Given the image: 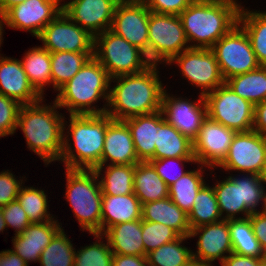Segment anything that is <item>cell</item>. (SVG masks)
Instances as JSON below:
<instances>
[{"label": "cell", "mask_w": 266, "mask_h": 266, "mask_svg": "<svg viewBox=\"0 0 266 266\" xmlns=\"http://www.w3.org/2000/svg\"><path fill=\"white\" fill-rule=\"evenodd\" d=\"M156 64L135 74L120 75L109 90L106 113L114 120L154 113L161 110L164 87L159 80ZM112 108V109H111Z\"/></svg>", "instance_id": "obj_1"}, {"label": "cell", "mask_w": 266, "mask_h": 266, "mask_svg": "<svg viewBox=\"0 0 266 266\" xmlns=\"http://www.w3.org/2000/svg\"><path fill=\"white\" fill-rule=\"evenodd\" d=\"M240 5L235 0H194L180 18L191 48L211 49L237 23Z\"/></svg>", "instance_id": "obj_2"}, {"label": "cell", "mask_w": 266, "mask_h": 266, "mask_svg": "<svg viewBox=\"0 0 266 266\" xmlns=\"http://www.w3.org/2000/svg\"><path fill=\"white\" fill-rule=\"evenodd\" d=\"M39 102L42 100L21 106L17 127L23 131L28 148L48 165L52 161H60L66 124L64 117L56 111L59 107L55 102L52 107Z\"/></svg>", "instance_id": "obj_3"}, {"label": "cell", "mask_w": 266, "mask_h": 266, "mask_svg": "<svg viewBox=\"0 0 266 266\" xmlns=\"http://www.w3.org/2000/svg\"><path fill=\"white\" fill-rule=\"evenodd\" d=\"M111 120L112 118L107 113L70 115L69 134L73 139L75 150L72 151L68 142L70 139H67L68 135L64 134L60 160L65 163L66 168L94 170L101 166L107 125Z\"/></svg>", "instance_id": "obj_4"}, {"label": "cell", "mask_w": 266, "mask_h": 266, "mask_svg": "<svg viewBox=\"0 0 266 266\" xmlns=\"http://www.w3.org/2000/svg\"><path fill=\"white\" fill-rule=\"evenodd\" d=\"M110 79L106 69L93 56L73 78L57 90L59 93L54 102L59 108H68L70 115L105 114L107 107L95 109L90 106L100 97L108 102Z\"/></svg>", "instance_id": "obj_5"}, {"label": "cell", "mask_w": 266, "mask_h": 266, "mask_svg": "<svg viewBox=\"0 0 266 266\" xmlns=\"http://www.w3.org/2000/svg\"><path fill=\"white\" fill-rule=\"evenodd\" d=\"M65 197L83 231L101 235L102 190L94 170L66 168ZM96 182V183H95Z\"/></svg>", "instance_id": "obj_6"}, {"label": "cell", "mask_w": 266, "mask_h": 266, "mask_svg": "<svg viewBox=\"0 0 266 266\" xmlns=\"http://www.w3.org/2000/svg\"><path fill=\"white\" fill-rule=\"evenodd\" d=\"M93 56L110 78L139 73L151 65L144 51L110 29L94 37Z\"/></svg>", "instance_id": "obj_7"}, {"label": "cell", "mask_w": 266, "mask_h": 266, "mask_svg": "<svg viewBox=\"0 0 266 266\" xmlns=\"http://www.w3.org/2000/svg\"><path fill=\"white\" fill-rule=\"evenodd\" d=\"M250 175V176H248ZM264 176L247 173L243 178L229 176L213 187L221 215L226 212L224 220L236 219L235 215L244 213L247 218L258 210L255 208L263 200Z\"/></svg>", "instance_id": "obj_8"}, {"label": "cell", "mask_w": 266, "mask_h": 266, "mask_svg": "<svg viewBox=\"0 0 266 266\" xmlns=\"http://www.w3.org/2000/svg\"><path fill=\"white\" fill-rule=\"evenodd\" d=\"M180 16L150 11L148 23V60L151 64L168 63L174 56L191 48ZM186 45V47H185ZM185 47V48H184Z\"/></svg>", "instance_id": "obj_9"}, {"label": "cell", "mask_w": 266, "mask_h": 266, "mask_svg": "<svg viewBox=\"0 0 266 266\" xmlns=\"http://www.w3.org/2000/svg\"><path fill=\"white\" fill-rule=\"evenodd\" d=\"M207 116L237 132L253 129L255 106L236 94L226 83L204 96Z\"/></svg>", "instance_id": "obj_10"}, {"label": "cell", "mask_w": 266, "mask_h": 266, "mask_svg": "<svg viewBox=\"0 0 266 266\" xmlns=\"http://www.w3.org/2000/svg\"><path fill=\"white\" fill-rule=\"evenodd\" d=\"M224 80L258 69L256 55L246 32L236 24L211 48Z\"/></svg>", "instance_id": "obj_11"}, {"label": "cell", "mask_w": 266, "mask_h": 266, "mask_svg": "<svg viewBox=\"0 0 266 266\" xmlns=\"http://www.w3.org/2000/svg\"><path fill=\"white\" fill-rule=\"evenodd\" d=\"M264 176L266 173V135L256 131L237 132L226 159L219 166Z\"/></svg>", "instance_id": "obj_12"}, {"label": "cell", "mask_w": 266, "mask_h": 266, "mask_svg": "<svg viewBox=\"0 0 266 266\" xmlns=\"http://www.w3.org/2000/svg\"><path fill=\"white\" fill-rule=\"evenodd\" d=\"M37 38L43 42V48L50 53H94V36L72 21L63 11Z\"/></svg>", "instance_id": "obj_13"}, {"label": "cell", "mask_w": 266, "mask_h": 266, "mask_svg": "<svg viewBox=\"0 0 266 266\" xmlns=\"http://www.w3.org/2000/svg\"><path fill=\"white\" fill-rule=\"evenodd\" d=\"M176 62L188 81L201 87V95L212 92L225 83L219 64L211 49L189 48L174 56L167 64Z\"/></svg>", "instance_id": "obj_14"}, {"label": "cell", "mask_w": 266, "mask_h": 266, "mask_svg": "<svg viewBox=\"0 0 266 266\" xmlns=\"http://www.w3.org/2000/svg\"><path fill=\"white\" fill-rule=\"evenodd\" d=\"M236 133L237 131L227 128L207 116L193 140V154L196 163L210 168L220 166L227 157Z\"/></svg>", "instance_id": "obj_15"}, {"label": "cell", "mask_w": 266, "mask_h": 266, "mask_svg": "<svg viewBox=\"0 0 266 266\" xmlns=\"http://www.w3.org/2000/svg\"><path fill=\"white\" fill-rule=\"evenodd\" d=\"M60 1L62 0H24L4 13L5 25L29 31L37 38L62 12Z\"/></svg>", "instance_id": "obj_16"}, {"label": "cell", "mask_w": 266, "mask_h": 266, "mask_svg": "<svg viewBox=\"0 0 266 266\" xmlns=\"http://www.w3.org/2000/svg\"><path fill=\"white\" fill-rule=\"evenodd\" d=\"M196 103L187 99L170 97L166 90L163 92L161 111L165 116L164 119L192 141L207 117L204 96L200 94L199 101Z\"/></svg>", "instance_id": "obj_17"}, {"label": "cell", "mask_w": 266, "mask_h": 266, "mask_svg": "<svg viewBox=\"0 0 266 266\" xmlns=\"http://www.w3.org/2000/svg\"><path fill=\"white\" fill-rule=\"evenodd\" d=\"M117 0H72L62 4V11L92 36L111 28Z\"/></svg>", "instance_id": "obj_18"}, {"label": "cell", "mask_w": 266, "mask_h": 266, "mask_svg": "<svg viewBox=\"0 0 266 266\" xmlns=\"http://www.w3.org/2000/svg\"><path fill=\"white\" fill-rule=\"evenodd\" d=\"M197 235L200 236L196 244L197 253L192 252L194 261L211 266L216 259L221 263L227 257L224 253H233L228 220L192 228L189 238Z\"/></svg>", "instance_id": "obj_19"}, {"label": "cell", "mask_w": 266, "mask_h": 266, "mask_svg": "<svg viewBox=\"0 0 266 266\" xmlns=\"http://www.w3.org/2000/svg\"><path fill=\"white\" fill-rule=\"evenodd\" d=\"M146 6L117 4L110 30L145 52L148 58V23Z\"/></svg>", "instance_id": "obj_20"}, {"label": "cell", "mask_w": 266, "mask_h": 266, "mask_svg": "<svg viewBox=\"0 0 266 266\" xmlns=\"http://www.w3.org/2000/svg\"><path fill=\"white\" fill-rule=\"evenodd\" d=\"M110 159L111 165H133L140 161L137 158L131 131L124 120L112 119L107 125L101 166L94 169L100 177L103 166Z\"/></svg>", "instance_id": "obj_21"}, {"label": "cell", "mask_w": 266, "mask_h": 266, "mask_svg": "<svg viewBox=\"0 0 266 266\" xmlns=\"http://www.w3.org/2000/svg\"><path fill=\"white\" fill-rule=\"evenodd\" d=\"M0 94L14 99L21 105L43 100L23 69L21 60L0 56Z\"/></svg>", "instance_id": "obj_22"}, {"label": "cell", "mask_w": 266, "mask_h": 266, "mask_svg": "<svg viewBox=\"0 0 266 266\" xmlns=\"http://www.w3.org/2000/svg\"><path fill=\"white\" fill-rule=\"evenodd\" d=\"M56 220L31 223L22 234L13 238L14 252L26 263L39 262L42 250L51 243L53 237L62 229Z\"/></svg>", "instance_id": "obj_23"}, {"label": "cell", "mask_w": 266, "mask_h": 266, "mask_svg": "<svg viewBox=\"0 0 266 266\" xmlns=\"http://www.w3.org/2000/svg\"><path fill=\"white\" fill-rule=\"evenodd\" d=\"M164 120L162 111L138 115L125 119L140 162L149 161L155 153V142L159 124Z\"/></svg>", "instance_id": "obj_24"}, {"label": "cell", "mask_w": 266, "mask_h": 266, "mask_svg": "<svg viewBox=\"0 0 266 266\" xmlns=\"http://www.w3.org/2000/svg\"><path fill=\"white\" fill-rule=\"evenodd\" d=\"M142 204L132 194L126 195H103L101 235L93 233L95 238H103L102 234L111 226L141 219ZM107 226V227H105Z\"/></svg>", "instance_id": "obj_25"}, {"label": "cell", "mask_w": 266, "mask_h": 266, "mask_svg": "<svg viewBox=\"0 0 266 266\" xmlns=\"http://www.w3.org/2000/svg\"><path fill=\"white\" fill-rule=\"evenodd\" d=\"M102 235H105L113 254L146 256L142 219L111 226Z\"/></svg>", "instance_id": "obj_26"}, {"label": "cell", "mask_w": 266, "mask_h": 266, "mask_svg": "<svg viewBox=\"0 0 266 266\" xmlns=\"http://www.w3.org/2000/svg\"><path fill=\"white\" fill-rule=\"evenodd\" d=\"M141 219L167 225L180 236H189L190 234L188 214L169 197L142 204Z\"/></svg>", "instance_id": "obj_27"}, {"label": "cell", "mask_w": 266, "mask_h": 266, "mask_svg": "<svg viewBox=\"0 0 266 266\" xmlns=\"http://www.w3.org/2000/svg\"><path fill=\"white\" fill-rule=\"evenodd\" d=\"M155 146V153L151 159L194 158L193 141L165 119L159 124Z\"/></svg>", "instance_id": "obj_28"}, {"label": "cell", "mask_w": 266, "mask_h": 266, "mask_svg": "<svg viewBox=\"0 0 266 266\" xmlns=\"http://www.w3.org/2000/svg\"><path fill=\"white\" fill-rule=\"evenodd\" d=\"M133 187L141 204L169 197V186L148 161L135 164Z\"/></svg>", "instance_id": "obj_29"}, {"label": "cell", "mask_w": 266, "mask_h": 266, "mask_svg": "<svg viewBox=\"0 0 266 266\" xmlns=\"http://www.w3.org/2000/svg\"><path fill=\"white\" fill-rule=\"evenodd\" d=\"M225 83L254 106L266 100V66L232 76Z\"/></svg>", "instance_id": "obj_30"}, {"label": "cell", "mask_w": 266, "mask_h": 266, "mask_svg": "<svg viewBox=\"0 0 266 266\" xmlns=\"http://www.w3.org/2000/svg\"><path fill=\"white\" fill-rule=\"evenodd\" d=\"M246 32L257 61L266 66V12L239 10L238 23Z\"/></svg>", "instance_id": "obj_31"}, {"label": "cell", "mask_w": 266, "mask_h": 266, "mask_svg": "<svg viewBox=\"0 0 266 266\" xmlns=\"http://www.w3.org/2000/svg\"><path fill=\"white\" fill-rule=\"evenodd\" d=\"M21 63L29 82L43 97V88L52 84L50 52L43 47L31 48Z\"/></svg>", "instance_id": "obj_32"}, {"label": "cell", "mask_w": 266, "mask_h": 266, "mask_svg": "<svg viewBox=\"0 0 266 266\" xmlns=\"http://www.w3.org/2000/svg\"><path fill=\"white\" fill-rule=\"evenodd\" d=\"M233 253L244 256L265 258L266 254L256 239L249 217L228 220Z\"/></svg>", "instance_id": "obj_33"}, {"label": "cell", "mask_w": 266, "mask_h": 266, "mask_svg": "<svg viewBox=\"0 0 266 266\" xmlns=\"http://www.w3.org/2000/svg\"><path fill=\"white\" fill-rule=\"evenodd\" d=\"M94 53L53 52L51 58V80L54 89L58 90L93 57Z\"/></svg>", "instance_id": "obj_34"}, {"label": "cell", "mask_w": 266, "mask_h": 266, "mask_svg": "<svg viewBox=\"0 0 266 266\" xmlns=\"http://www.w3.org/2000/svg\"><path fill=\"white\" fill-rule=\"evenodd\" d=\"M194 201L192 210L188 214L190 229L224 220L220 213L214 188L204 184Z\"/></svg>", "instance_id": "obj_35"}, {"label": "cell", "mask_w": 266, "mask_h": 266, "mask_svg": "<svg viewBox=\"0 0 266 266\" xmlns=\"http://www.w3.org/2000/svg\"><path fill=\"white\" fill-rule=\"evenodd\" d=\"M203 168L187 171L181 178L169 186V198L187 214L192 210L194 199L205 184L203 180Z\"/></svg>", "instance_id": "obj_36"}, {"label": "cell", "mask_w": 266, "mask_h": 266, "mask_svg": "<svg viewBox=\"0 0 266 266\" xmlns=\"http://www.w3.org/2000/svg\"><path fill=\"white\" fill-rule=\"evenodd\" d=\"M189 236H180L147 254L149 266H187L193 262L192 250L181 243Z\"/></svg>", "instance_id": "obj_37"}, {"label": "cell", "mask_w": 266, "mask_h": 266, "mask_svg": "<svg viewBox=\"0 0 266 266\" xmlns=\"http://www.w3.org/2000/svg\"><path fill=\"white\" fill-rule=\"evenodd\" d=\"M99 181L102 195H126L134 193L133 179L135 164L111 165Z\"/></svg>", "instance_id": "obj_38"}, {"label": "cell", "mask_w": 266, "mask_h": 266, "mask_svg": "<svg viewBox=\"0 0 266 266\" xmlns=\"http://www.w3.org/2000/svg\"><path fill=\"white\" fill-rule=\"evenodd\" d=\"M75 249L61 229L40 255L41 266H74Z\"/></svg>", "instance_id": "obj_39"}, {"label": "cell", "mask_w": 266, "mask_h": 266, "mask_svg": "<svg viewBox=\"0 0 266 266\" xmlns=\"http://www.w3.org/2000/svg\"><path fill=\"white\" fill-rule=\"evenodd\" d=\"M47 195L44 190H38L33 187H23L19 189L17 200L31 223H42L53 220L48 214Z\"/></svg>", "instance_id": "obj_40"}, {"label": "cell", "mask_w": 266, "mask_h": 266, "mask_svg": "<svg viewBox=\"0 0 266 266\" xmlns=\"http://www.w3.org/2000/svg\"><path fill=\"white\" fill-rule=\"evenodd\" d=\"M179 237L180 235L167 225L142 220V240L146 256L151 251Z\"/></svg>", "instance_id": "obj_41"}, {"label": "cell", "mask_w": 266, "mask_h": 266, "mask_svg": "<svg viewBox=\"0 0 266 266\" xmlns=\"http://www.w3.org/2000/svg\"><path fill=\"white\" fill-rule=\"evenodd\" d=\"M106 242H94L75 252L74 266H111L114 254Z\"/></svg>", "instance_id": "obj_42"}, {"label": "cell", "mask_w": 266, "mask_h": 266, "mask_svg": "<svg viewBox=\"0 0 266 266\" xmlns=\"http://www.w3.org/2000/svg\"><path fill=\"white\" fill-rule=\"evenodd\" d=\"M21 106L16 100L0 94V137L15 133Z\"/></svg>", "instance_id": "obj_43"}, {"label": "cell", "mask_w": 266, "mask_h": 266, "mask_svg": "<svg viewBox=\"0 0 266 266\" xmlns=\"http://www.w3.org/2000/svg\"><path fill=\"white\" fill-rule=\"evenodd\" d=\"M196 162L195 158H164V159H150L148 162L154 167L156 173L160 176V178L170 186L174 182H176L179 178H181L184 174L187 173L184 171L172 173L174 162ZM175 162V164H177ZM173 163V164H172ZM174 164V165H175ZM170 167V168H169ZM173 167V168H172ZM176 168V167H175ZM174 168V169H175ZM171 172V173H170Z\"/></svg>", "instance_id": "obj_44"}, {"label": "cell", "mask_w": 266, "mask_h": 266, "mask_svg": "<svg viewBox=\"0 0 266 266\" xmlns=\"http://www.w3.org/2000/svg\"><path fill=\"white\" fill-rule=\"evenodd\" d=\"M1 209L7 227L16 228L15 235L22 234V232L31 224V221L27 217L26 212L23 210L18 200L8 203Z\"/></svg>", "instance_id": "obj_45"}, {"label": "cell", "mask_w": 266, "mask_h": 266, "mask_svg": "<svg viewBox=\"0 0 266 266\" xmlns=\"http://www.w3.org/2000/svg\"><path fill=\"white\" fill-rule=\"evenodd\" d=\"M8 171L0 173V208L17 200L19 189L23 183V180L20 179L21 182L16 180L15 176Z\"/></svg>", "instance_id": "obj_46"}, {"label": "cell", "mask_w": 266, "mask_h": 266, "mask_svg": "<svg viewBox=\"0 0 266 266\" xmlns=\"http://www.w3.org/2000/svg\"><path fill=\"white\" fill-rule=\"evenodd\" d=\"M194 0H150L147 8L155 13L180 15Z\"/></svg>", "instance_id": "obj_47"}, {"label": "cell", "mask_w": 266, "mask_h": 266, "mask_svg": "<svg viewBox=\"0 0 266 266\" xmlns=\"http://www.w3.org/2000/svg\"><path fill=\"white\" fill-rule=\"evenodd\" d=\"M248 217L252 225L253 233L266 254V214L257 211L251 213Z\"/></svg>", "instance_id": "obj_48"}, {"label": "cell", "mask_w": 266, "mask_h": 266, "mask_svg": "<svg viewBox=\"0 0 266 266\" xmlns=\"http://www.w3.org/2000/svg\"><path fill=\"white\" fill-rule=\"evenodd\" d=\"M262 258H255L240 255L237 253H230L221 262V266H258Z\"/></svg>", "instance_id": "obj_49"}, {"label": "cell", "mask_w": 266, "mask_h": 266, "mask_svg": "<svg viewBox=\"0 0 266 266\" xmlns=\"http://www.w3.org/2000/svg\"><path fill=\"white\" fill-rule=\"evenodd\" d=\"M252 130L266 135V100L255 105Z\"/></svg>", "instance_id": "obj_50"}, {"label": "cell", "mask_w": 266, "mask_h": 266, "mask_svg": "<svg viewBox=\"0 0 266 266\" xmlns=\"http://www.w3.org/2000/svg\"><path fill=\"white\" fill-rule=\"evenodd\" d=\"M111 266H149L146 256L114 254Z\"/></svg>", "instance_id": "obj_51"}, {"label": "cell", "mask_w": 266, "mask_h": 266, "mask_svg": "<svg viewBox=\"0 0 266 266\" xmlns=\"http://www.w3.org/2000/svg\"><path fill=\"white\" fill-rule=\"evenodd\" d=\"M0 266H28V263L10 249L0 252Z\"/></svg>", "instance_id": "obj_52"}, {"label": "cell", "mask_w": 266, "mask_h": 266, "mask_svg": "<svg viewBox=\"0 0 266 266\" xmlns=\"http://www.w3.org/2000/svg\"><path fill=\"white\" fill-rule=\"evenodd\" d=\"M23 1L24 0H0V12L4 14L8 9Z\"/></svg>", "instance_id": "obj_53"}, {"label": "cell", "mask_w": 266, "mask_h": 266, "mask_svg": "<svg viewBox=\"0 0 266 266\" xmlns=\"http://www.w3.org/2000/svg\"><path fill=\"white\" fill-rule=\"evenodd\" d=\"M150 0H117L122 5L148 6Z\"/></svg>", "instance_id": "obj_54"}, {"label": "cell", "mask_w": 266, "mask_h": 266, "mask_svg": "<svg viewBox=\"0 0 266 266\" xmlns=\"http://www.w3.org/2000/svg\"><path fill=\"white\" fill-rule=\"evenodd\" d=\"M4 22V23H3ZM3 24H6L5 23V16H4V14L3 13H1L0 12V46H1V44H2V34H3Z\"/></svg>", "instance_id": "obj_55"}, {"label": "cell", "mask_w": 266, "mask_h": 266, "mask_svg": "<svg viewBox=\"0 0 266 266\" xmlns=\"http://www.w3.org/2000/svg\"><path fill=\"white\" fill-rule=\"evenodd\" d=\"M7 228V225L5 223V219L2 213V209L0 208V231L3 232V230Z\"/></svg>", "instance_id": "obj_56"}, {"label": "cell", "mask_w": 266, "mask_h": 266, "mask_svg": "<svg viewBox=\"0 0 266 266\" xmlns=\"http://www.w3.org/2000/svg\"><path fill=\"white\" fill-rule=\"evenodd\" d=\"M263 210L262 213L266 214V193L264 192V196H263Z\"/></svg>", "instance_id": "obj_57"}, {"label": "cell", "mask_w": 266, "mask_h": 266, "mask_svg": "<svg viewBox=\"0 0 266 266\" xmlns=\"http://www.w3.org/2000/svg\"><path fill=\"white\" fill-rule=\"evenodd\" d=\"M187 266H207V265H205V264H201V263H199V262H197V261H193V262H191L189 265H187Z\"/></svg>", "instance_id": "obj_58"}, {"label": "cell", "mask_w": 266, "mask_h": 266, "mask_svg": "<svg viewBox=\"0 0 266 266\" xmlns=\"http://www.w3.org/2000/svg\"><path fill=\"white\" fill-rule=\"evenodd\" d=\"M258 266H266V257H265V258H262V259L260 260Z\"/></svg>", "instance_id": "obj_59"}]
</instances>
